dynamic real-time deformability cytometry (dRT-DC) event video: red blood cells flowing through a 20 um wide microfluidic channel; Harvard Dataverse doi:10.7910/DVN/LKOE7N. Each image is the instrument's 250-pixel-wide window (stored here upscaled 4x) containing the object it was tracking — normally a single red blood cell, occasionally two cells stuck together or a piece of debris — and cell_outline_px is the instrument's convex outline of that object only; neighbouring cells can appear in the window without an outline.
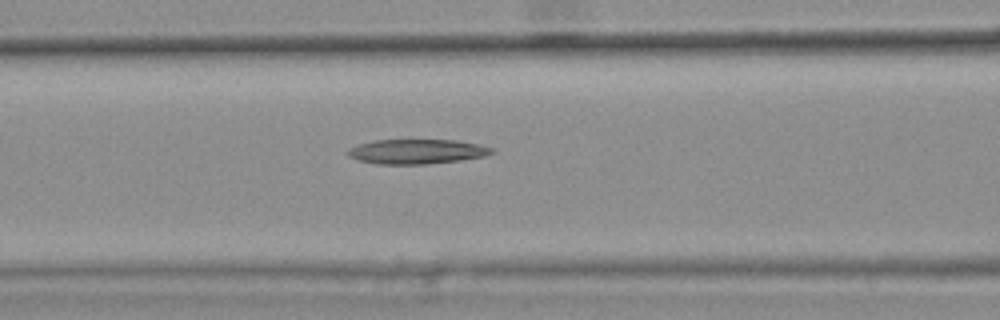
{"species": "common noctule bat (a hibernating species)", "species_latin": "Nyctalus noctula", "temperature_condition": "warm", "stored_images_in_passage": 47, "camera_frame_rate_fps": 3000, "um_per_image_px": 0.085, "animal": {"sex": "female", "body_mass_g": 25.1}, "frame": {"image": 1, "passage_image": 21, "time_ms": 6.667, "image_size_px": [1000, 320], "cell_outline_px": [[496, 152], [484, 156], [460, 160], [428, 164], [380, 164], [360, 160], [348, 156], [344, 152], [348, 148], [372, 140], [456, 140], [476, 144], [492, 148]], "centroid_in_image_um": [35.4, 12.88], "position_along_channel_um": 131.2, "area_um2": 20.63}}